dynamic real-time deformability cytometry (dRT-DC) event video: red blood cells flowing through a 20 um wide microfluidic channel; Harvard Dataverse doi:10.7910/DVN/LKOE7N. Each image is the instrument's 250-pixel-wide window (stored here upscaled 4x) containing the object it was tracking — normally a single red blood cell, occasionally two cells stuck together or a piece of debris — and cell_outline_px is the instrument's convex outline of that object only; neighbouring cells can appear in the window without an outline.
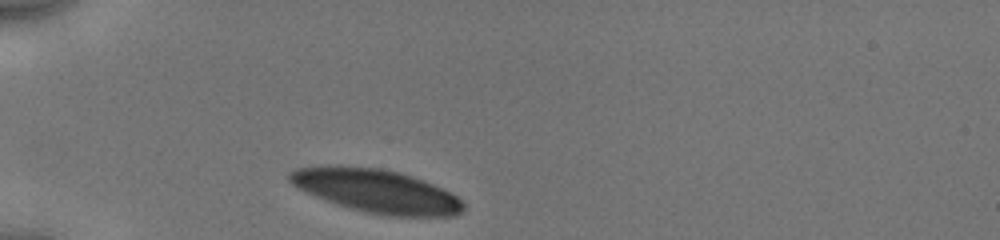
{"species": "human", "species_latin": "Homo sapiens", "temperature_condition": "cold", "stored_images_in_passage": 21, "camera_frame_rate_fps": 3000, "um_per_image_px": 0.085, "donor": {"sex": "male"}, "frame": {"image": 1, "passage_image": 1, "time_ms": 0.0, "image_size_px": [1000, 240], "cell_outline_px": [[464, 208], [456, 216], [384, 216], [336, 204], [324, 200], [292, 184], [288, 180], [288, 172], [296, 168], [328, 164], [380, 168], [400, 172], [424, 180], [456, 196], [464, 204]], "centroid_in_image_um": [31.96, 16.21], "position_along_channel_um": 53.0, "area_um2": 43.93}}
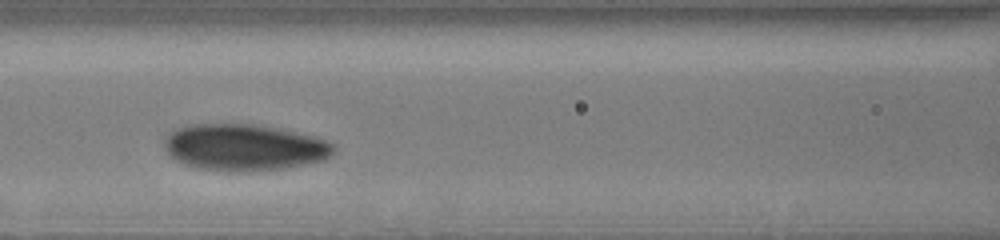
{"frame": {"image": 2, "passage_image": 9, "time_ms": 3.0, "image_size_px": [1000, 240], "cell_outline_px": [[336, 148], [324, 160], [284, 168], [240, 172], [228, 172], [196, 168], [184, 164], [176, 160], [164, 148], [164, 140], [168, 132], [176, 128], [192, 124], [256, 124], [280, 128], [316, 136], [332, 144]], "centroid_in_image_um": [20.72, 12.52], "position_along_channel_um": 145.9, "area_um2": 46.18}}
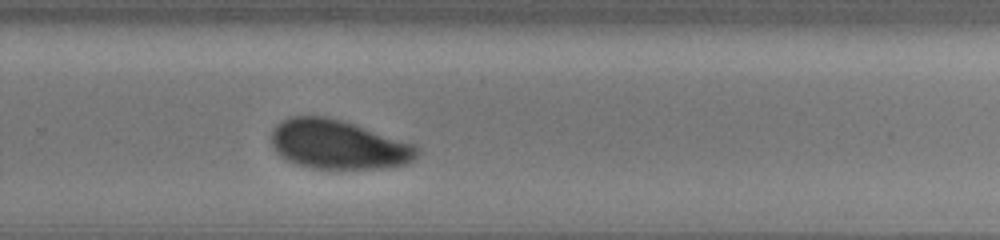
{"frame": {"image": 3, "passage_image": 20, "time_ms": 7.0, "image_size_px": [1000, 240], "cell_outline_px": [[420, 152], [408, 164], [388, 168], [312, 168], [296, 164], [280, 156], [276, 152], [272, 144], [272, 128], [280, 120], [288, 116], [328, 116], [356, 124], [416, 144], [420, 148]], "centroid_in_image_um": [28.77, 12.27], "position_along_channel_um": 301.0, "area_um2": 42.25}}